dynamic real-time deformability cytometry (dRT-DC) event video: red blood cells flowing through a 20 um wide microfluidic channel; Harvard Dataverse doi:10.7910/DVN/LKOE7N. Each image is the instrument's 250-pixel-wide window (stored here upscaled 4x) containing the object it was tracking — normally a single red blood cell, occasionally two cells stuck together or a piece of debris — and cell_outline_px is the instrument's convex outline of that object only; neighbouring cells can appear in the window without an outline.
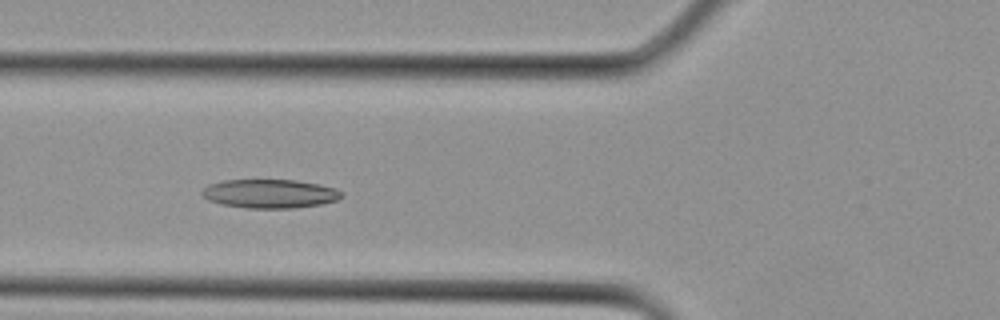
{"species": "Egyptian fruit bat (a non-hibernating species)", "species_latin": "Rousettus aegyptiacus", "temperature_condition": "cold", "stored_images_in_passage": 20, "camera_frame_rate_fps": 3000, "um_per_image_px": 0.085, "animal": {"sex": "female"}, "frame": {"image": 1, "passage_image": 11, "time_ms": 3.333, "image_size_px": [1000, 320], "cell_outline_px": [[344, 196], [336, 200], [324, 204], [292, 208], [244, 208], [224, 204], [208, 200], [200, 192], [208, 184], [224, 180], [296, 180], [320, 184], [336, 188], [344, 192]], "centroid_in_image_um": [22.98, 16.46], "position_along_channel_um": 102.8, "area_um2": 23.58}}
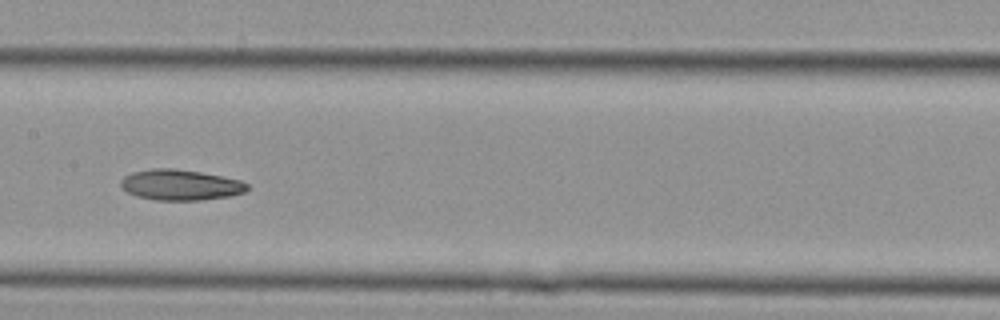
{"frame": {"image": 2, "passage_image": 15, "time_ms": 4.667, "image_size_px": [1000, 320], "cell_outline_px": [[248, 188], [244, 192], [228, 196], [200, 200], [156, 200], [136, 196], [128, 192], [120, 184], [120, 180], [124, 176], [132, 172], [152, 168], [172, 168], [200, 172], [240, 180], [248, 184]], "centroid_in_image_um": [15.31, 15.71], "position_along_channel_um": 192.1, "area_um2": 22.43}}
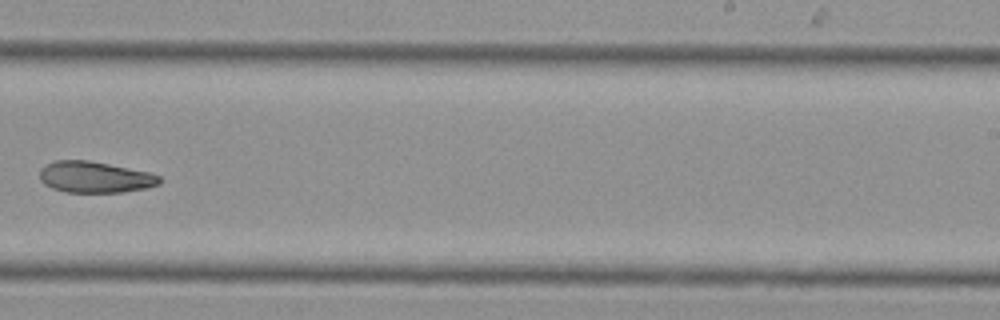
{"frame": {"image": 3, "passage_image": 19, "time_ms": 6.0, "image_size_px": [1000, 320], "cell_outline_px": [[160, 184], [144, 188], [124, 192], [64, 192], [52, 188], [44, 184], [40, 180], [40, 168], [56, 160], [88, 160], [148, 172], [160, 176]], "centroid_in_image_um": [8.04, 15.06], "position_along_channel_um": 281.0, "area_um2": 21.68}}